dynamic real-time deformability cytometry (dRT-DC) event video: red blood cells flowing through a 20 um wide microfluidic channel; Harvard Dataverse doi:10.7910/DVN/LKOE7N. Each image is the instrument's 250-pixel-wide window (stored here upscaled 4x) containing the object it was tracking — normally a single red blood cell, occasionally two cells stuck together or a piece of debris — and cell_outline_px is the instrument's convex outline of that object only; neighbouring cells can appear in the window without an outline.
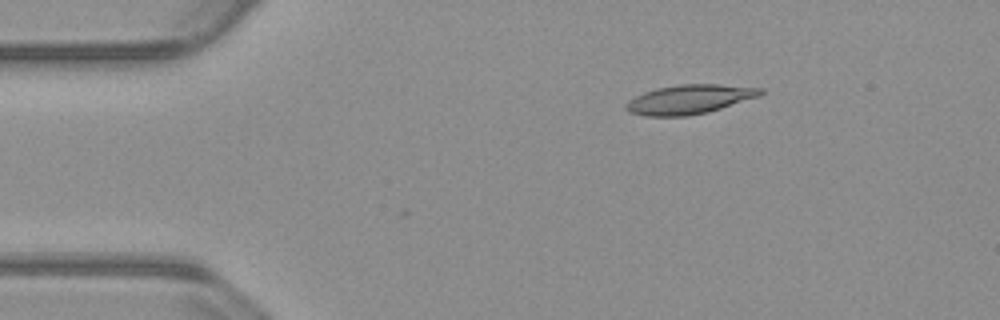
{"species": "common noctule bat (a hibernating species)", "species_latin": "Nyctalus noctula", "temperature_condition": "warm", "stored_images_in_passage": 2, "camera_frame_rate_fps": 3000, "um_per_image_px": 0.085, "animal": {"sex": "male", "body_mass_g": 23.1, "forearm_length_mm": 52.7}, "frame": {"image": 1, "passage_image": 2, "time_ms": 0.333, "image_size_px": [1000, 320], "cell_outline_px": [[764, 92], [760, 96], [708, 112], [688, 116], [648, 116], [632, 112], [624, 108], [624, 104], [628, 100], [644, 92], [656, 88], [680, 84], [716, 84], [764, 88]], "centroid_in_image_um": [58.61, 8.44], "position_along_channel_um": 26.4, "area_um2": 22.89}}